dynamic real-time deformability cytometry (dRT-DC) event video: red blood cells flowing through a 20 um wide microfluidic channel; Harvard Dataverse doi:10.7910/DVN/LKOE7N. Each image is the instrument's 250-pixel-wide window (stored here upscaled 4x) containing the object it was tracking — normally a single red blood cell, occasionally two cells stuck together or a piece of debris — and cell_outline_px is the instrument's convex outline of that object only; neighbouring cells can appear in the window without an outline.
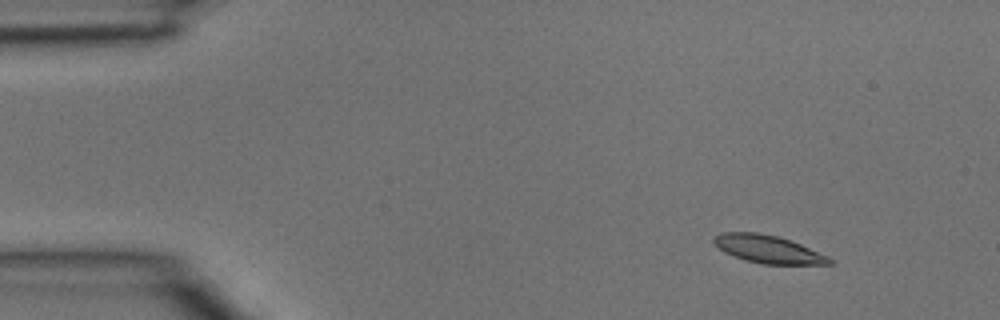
{"species": "common noctule bat (a hibernating species)", "species_latin": "Nyctalus noctula", "temperature_condition": "room temperature", "stored_images_in_passage": 3, "camera_frame_rate_fps": 3000, "um_per_image_px": 0.085, "animal": {"sex": "male", "body_mass_g": 15.6}, "frame": {"image": 1, "passage_image": 2, "time_ms": 0.333, "image_size_px": [1000, 320], "cell_outline_px": [[832, 264], [760, 264], [744, 260], [724, 252], [712, 240], [720, 232], [756, 232], [776, 236], [800, 244], [828, 256], [832, 260]], "centroid_in_image_um": [65.27, 21.18], "position_along_channel_um": 19.7, "area_um2": 18.5}}